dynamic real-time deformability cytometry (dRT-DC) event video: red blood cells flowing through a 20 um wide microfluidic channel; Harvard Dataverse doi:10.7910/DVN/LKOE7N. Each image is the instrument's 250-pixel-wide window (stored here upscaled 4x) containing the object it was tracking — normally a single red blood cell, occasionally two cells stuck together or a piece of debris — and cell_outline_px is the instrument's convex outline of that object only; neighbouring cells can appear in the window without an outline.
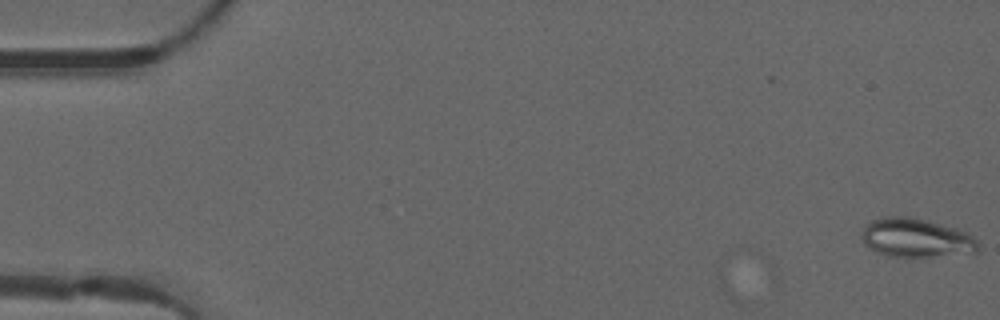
{"species": "common noctule bat (a hibernating species)", "species_latin": "Nyctalus noctula", "temperature_condition": "warm", "stored_images_in_passage": 6, "camera_frame_rate_fps": 3000, "um_per_image_px": 0.085, "animal": {"sex": "male", "forearm_length_mm": 52.5}, "frame": {"image": 1, "passage_image": 1, "time_ms": 0.0, "image_size_px": [1000, 320], "cell_outline_px": [[980, 244], [976, 252], [928, 256], [888, 256], [876, 252], [868, 248], [864, 244], [860, 236], [860, 232], [872, 220], [884, 216], [908, 216], [956, 228], [968, 232]], "centroid_in_image_um": [77.82, 20.21], "position_along_channel_um": 7.2, "area_um2": 26.24}}